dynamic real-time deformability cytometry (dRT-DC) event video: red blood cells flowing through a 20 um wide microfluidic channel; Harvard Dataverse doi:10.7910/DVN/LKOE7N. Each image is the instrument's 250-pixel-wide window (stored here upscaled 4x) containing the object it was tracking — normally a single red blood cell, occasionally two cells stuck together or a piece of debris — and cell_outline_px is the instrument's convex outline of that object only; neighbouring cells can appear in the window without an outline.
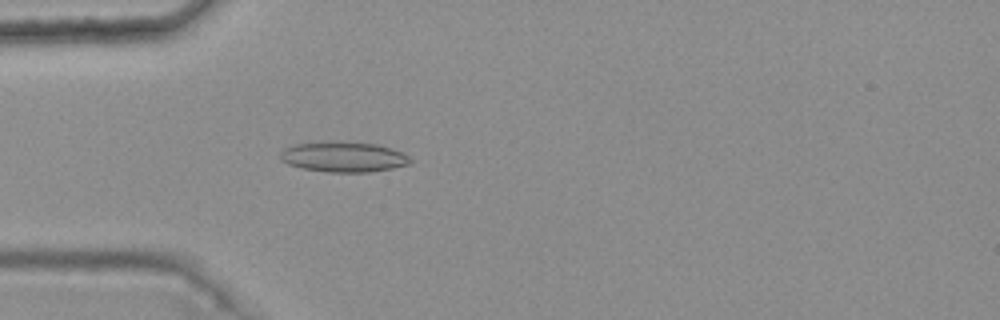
{"species": "common noctule bat (a hibernating species)", "species_latin": "Nyctalus noctula", "temperature_condition": "warm", "stored_images_in_passage": 3, "camera_frame_rate_fps": 3000, "um_per_image_px": 0.085, "animal": {"sex": "female", "body_mass_g": 25.1}, "frame": {"image": 1, "passage_image": 3, "time_ms": 0.667, "image_size_px": [1000, 320], "cell_outline_px": [[412, 164], [372, 172], [328, 172], [300, 168], [288, 164], [280, 160], [280, 152], [284, 148], [292, 144], [332, 140], [340, 140], [380, 144], [404, 152], [412, 160]], "centroid_in_image_um": [29.21, 13.31], "position_along_channel_um": 55.8, "area_um2": 23.76}}